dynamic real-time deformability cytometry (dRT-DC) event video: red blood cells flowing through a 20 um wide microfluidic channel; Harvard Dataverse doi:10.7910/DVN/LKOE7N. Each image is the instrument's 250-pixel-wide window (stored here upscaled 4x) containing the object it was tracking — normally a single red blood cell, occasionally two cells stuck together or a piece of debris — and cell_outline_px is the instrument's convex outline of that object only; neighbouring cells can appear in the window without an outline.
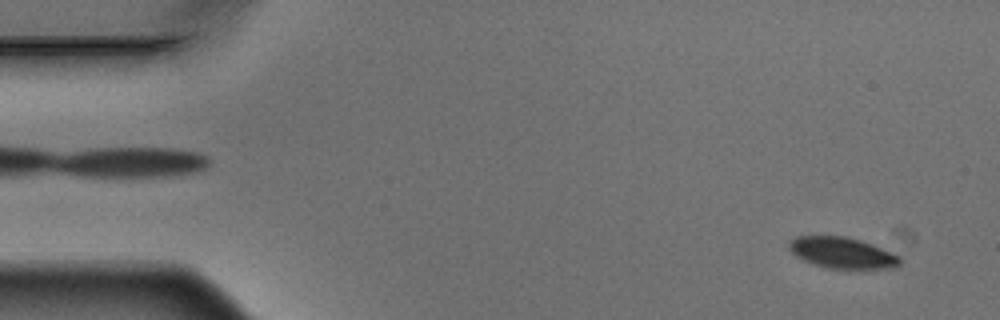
{"species": "Egyptian fruit bat (a non-hibernating species)", "species_latin": "Rousettus aegyptiacus", "temperature_condition": "warm", "stored_images_in_passage": 3, "camera_frame_rate_fps": 3000, "um_per_image_px": 0.085, "animal": {"sex": "male"}, "frame": {"image": 1, "passage_image": 3, "time_ms": 0.667, "image_size_px": [1000, 320], "cell_outline_px": [[900, 264], [892, 268], [824, 268], [812, 264], [796, 256], [788, 248], [788, 240], [796, 236], [844, 236], [860, 240], [872, 244], [900, 256]], "centroid_in_image_um": [71.54, 21.48], "position_along_channel_um": 13.5, "area_um2": 20.06}}